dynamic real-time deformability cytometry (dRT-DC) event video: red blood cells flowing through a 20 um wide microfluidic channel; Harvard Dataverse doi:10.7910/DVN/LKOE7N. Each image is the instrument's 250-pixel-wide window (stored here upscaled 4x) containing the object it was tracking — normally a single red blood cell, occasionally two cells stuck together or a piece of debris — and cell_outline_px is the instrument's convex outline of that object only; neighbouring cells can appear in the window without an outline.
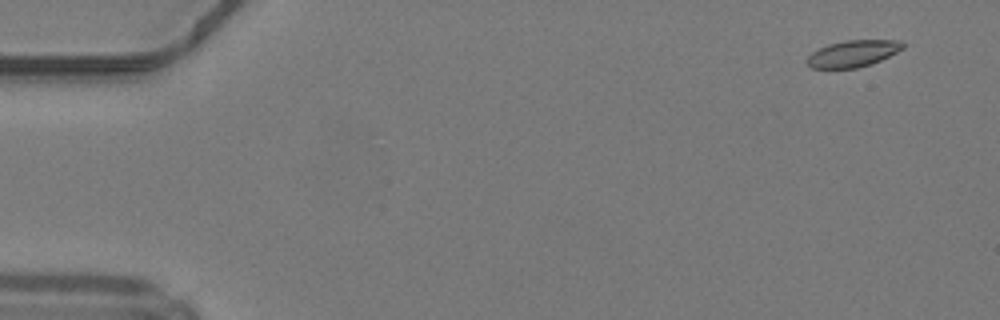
{"species": "common noctule bat (a hibernating species)", "species_latin": "Nyctalus noctula", "temperature_condition": "warm", "stored_images_in_passage": 34, "camera_frame_rate_fps": 3000, "um_per_image_px": 0.085, "animal": {"sex": "male", "body_mass_g": 19.2, "forearm_length_mm": 51.8}, "frame": {"image": 1, "passage_image": 4, "time_ms": 1.0, "image_size_px": [1000, 320], "cell_outline_px": [[904, 48], [872, 64], [856, 68], [812, 68], [808, 64], [808, 56], [812, 52], [828, 44], [848, 40], [904, 40]], "centroid_in_image_um": [72.53, 4.54], "position_along_channel_um": 12.5, "area_um2": 14.74}}
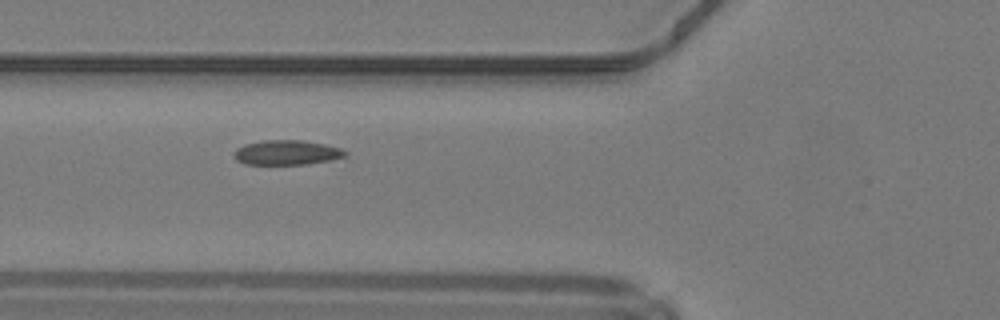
{"frame": {"image": 2, "passage_image": 20, "time_ms": 6.333, "image_size_px": [1000, 320], "cell_outline_px": [[348, 156], [332, 160], [308, 164], [244, 164], [236, 160], [232, 156], [232, 152], [236, 148], [244, 144], [260, 140], [304, 140], [324, 144], [340, 148], [348, 152]], "centroid_in_image_um": [24.35, 12.96], "position_along_channel_um": 101.4, "area_um2": 16.36}}
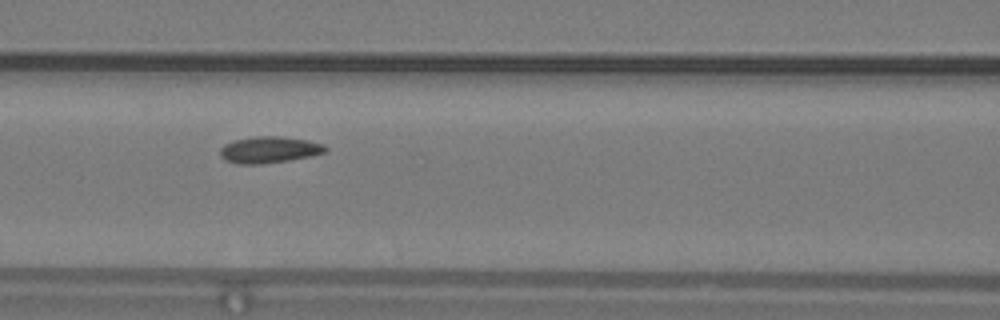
{"frame": {"image": 3, "passage_image": 23, "time_ms": 7.333, "image_size_px": [1000, 320], "cell_outline_px": [[328, 152], [288, 160], [260, 164], [236, 164], [224, 160], [220, 156], [220, 148], [224, 144], [232, 140], [252, 136], [280, 136], [308, 140], [324, 144], [328, 148]], "centroid_in_image_um": [22.85, 12.72], "position_along_channel_um": 143.7, "area_um2": 16.47}}